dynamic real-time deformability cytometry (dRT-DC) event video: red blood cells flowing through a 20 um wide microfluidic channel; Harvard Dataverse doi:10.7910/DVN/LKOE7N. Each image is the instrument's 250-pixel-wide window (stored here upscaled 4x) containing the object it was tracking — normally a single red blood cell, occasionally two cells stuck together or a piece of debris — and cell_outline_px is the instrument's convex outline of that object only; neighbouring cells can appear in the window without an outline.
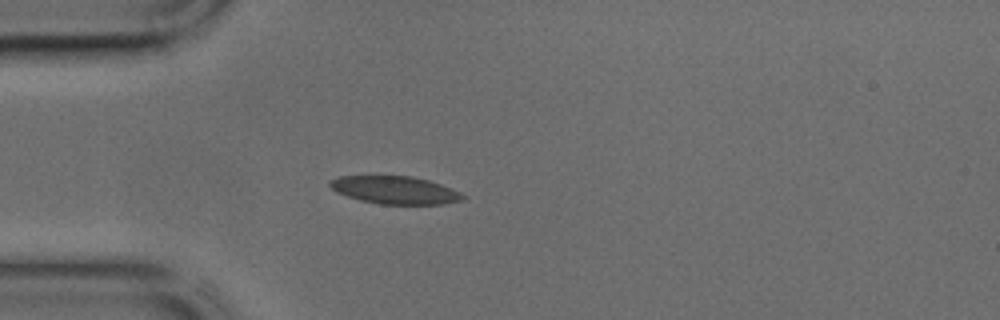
{"species": "common noctule bat (a hibernating species)", "species_latin": "Nyctalus noctula", "temperature_condition": "cold", "stored_images_in_passage": 28, "camera_frame_rate_fps": 3000, "um_per_image_px": 0.085, "animal": {"sex": "male", "body_mass_g": 17.9, "forearm_length_mm": 54.2}, "frame": {"image": 1, "passage_image": 1, "time_ms": 0.0, "image_size_px": [1000, 320], "cell_outline_px": [[464, 200], [440, 204], [380, 204], [360, 200], [336, 192], [328, 184], [328, 180], [340, 176], [412, 176], [428, 180], [452, 188], [460, 192], [464, 196]], "centroid_in_image_um": [33.56, 16.15], "position_along_channel_um": 51.4, "area_um2": 21.44}}
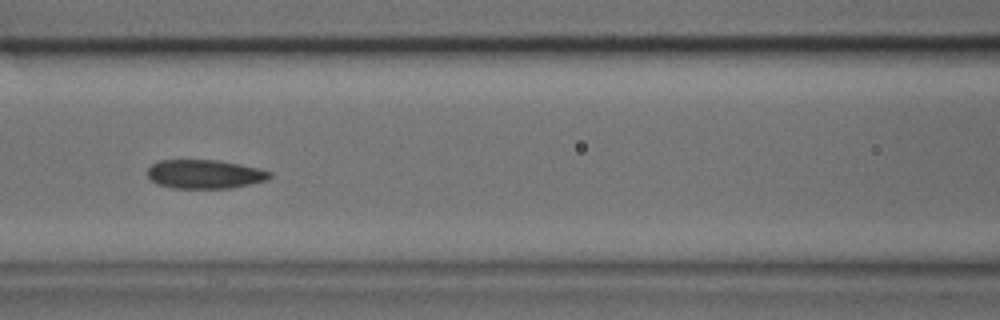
{"frame": {"image": 2, "passage_image": 8, "time_ms": 2.333, "image_size_px": [1000, 320], "cell_outline_px": [[272, 176], [268, 180], [232, 188], [172, 188], [156, 184], [148, 176], [148, 168], [152, 164], [160, 160], [220, 160], [260, 168], [272, 172]], "centroid_in_image_um": [17.44, 14.8], "position_along_channel_um": 149.2, "area_um2": 20.75}}
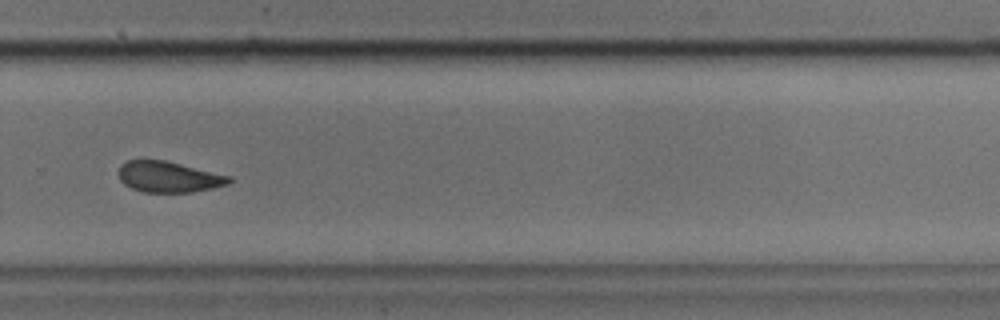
{"frame": {"image": 3, "passage_image": 19, "time_ms": 6.0, "image_size_px": [1000, 320], "cell_outline_px": [[232, 180], [228, 184], [212, 188], [192, 192], [144, 192], [132, 188], [124, 184], [120, 180], [120, 164], [128, 160], [164, 160], [232, 176]], "centroid_in_image_um": [14.35, 15.03], "position_along_channel_um": 315.4, "area_um2": 19.77}}